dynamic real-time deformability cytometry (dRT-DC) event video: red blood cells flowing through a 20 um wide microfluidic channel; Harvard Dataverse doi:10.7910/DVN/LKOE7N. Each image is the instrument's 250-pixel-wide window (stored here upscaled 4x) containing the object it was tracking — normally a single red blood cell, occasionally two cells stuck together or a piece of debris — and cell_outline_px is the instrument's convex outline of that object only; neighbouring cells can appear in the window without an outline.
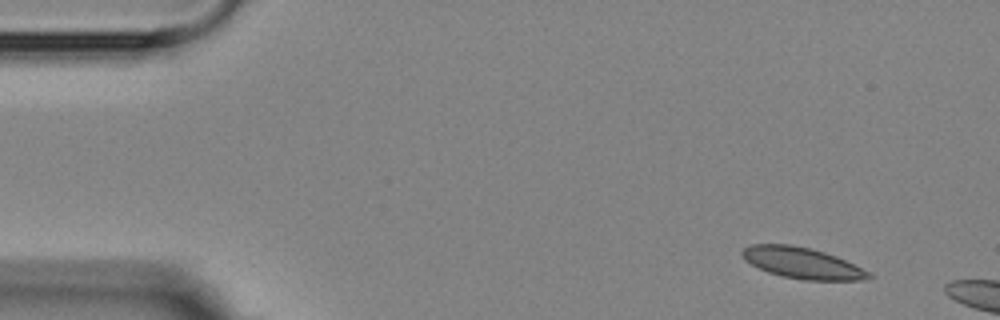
{"species": "Egyptian fruit bat (a non-hibernating species)", "species_latin": "Rousettus aegyptiacus", "temperature_condition": "room temperature", "stored_images_in_passage": 4, "camera_frame_rate_fps": 3000, "um_per_image_px": 0.085, "animal": {"sex": "female"}, "frame": {"image": 1, "passage_image": 1, "time_ms": 0.0, "image_size_px": [1000, 320], "cell_outline_px": [[876, 276], [868, 280], [804, 280], [784, 276], [768, 272], [744, 260], [740, 252], [748, 244], [792, 244], [824, 252], [836, 256]], "centroid_in_image_um": [68.17, 22.35], "position_along_channel_um": 16.8, "area_um2": 22.77}}